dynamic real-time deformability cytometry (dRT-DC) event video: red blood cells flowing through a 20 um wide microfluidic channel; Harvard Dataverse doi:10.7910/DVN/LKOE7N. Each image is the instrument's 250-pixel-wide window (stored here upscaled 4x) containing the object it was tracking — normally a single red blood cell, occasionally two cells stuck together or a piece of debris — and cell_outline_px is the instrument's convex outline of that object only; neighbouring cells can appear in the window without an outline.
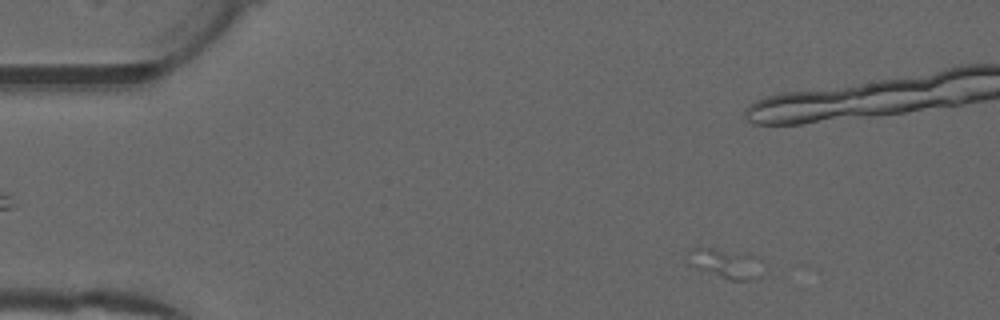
{"species": "common noctule bat (a hibernating species)", "species_latin": "Nyctalus noctula", "temperature_condition": "warm", "stored_images_in_passage": 15, "camera_frame_rate_fps": 3000, "um_per_image_px": 0.085, "animal": {"sex": "male", "forearm_length_mm": 52.5}, "frame": {"image": 1, "passage_image": 6, "time_ms": 1.667, "image_size_px": [1000, 320], "cell_outline_px": [[764, 260], [760, 276], [748, 280], [728, 280], [696, 268], [688, 264], [688, 252], [696, 244], [712, 244], [748, 252]], "centroid_in_image_um": [61.66, 22.27], "position_along_channel_um": 23.3, "area_um2": 14.39}}